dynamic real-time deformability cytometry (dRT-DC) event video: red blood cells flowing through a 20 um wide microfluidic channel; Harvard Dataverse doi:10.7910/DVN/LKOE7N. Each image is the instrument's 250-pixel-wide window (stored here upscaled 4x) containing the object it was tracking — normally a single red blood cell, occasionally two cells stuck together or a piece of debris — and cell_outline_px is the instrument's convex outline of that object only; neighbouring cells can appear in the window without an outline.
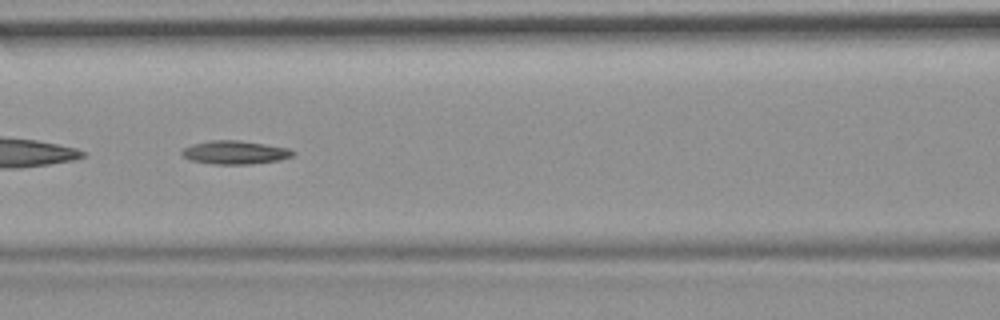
{"species": "common noctule bat (a hibernating species)", "species_latin": "Nyctalus noctula", "temperature_condition": "room temperature", "stored_images_in_passage": 45, "camera_frame_rate_fps": 3000, "um_per_image_px": 0.085, "animal": {"sex": "female", "body_mass_g": 19.9}, "frame": {"image": 1, "passage_image": 14, "time_ms": 4.333, "image_size_px": [1000, 320], "cell_outline_px": [[296, 152], [292, 156], [280, 160], [252, 164], [212, 164], [192, 160], [184, 156], [180, 152], [184, 148], [192, 144], [208, 140], [240, 140], [288, 148]], "centroid_in_image_um": [19.98, 12.95], "position_along_channel_um": 146.6, "area_um2": 15.14}}